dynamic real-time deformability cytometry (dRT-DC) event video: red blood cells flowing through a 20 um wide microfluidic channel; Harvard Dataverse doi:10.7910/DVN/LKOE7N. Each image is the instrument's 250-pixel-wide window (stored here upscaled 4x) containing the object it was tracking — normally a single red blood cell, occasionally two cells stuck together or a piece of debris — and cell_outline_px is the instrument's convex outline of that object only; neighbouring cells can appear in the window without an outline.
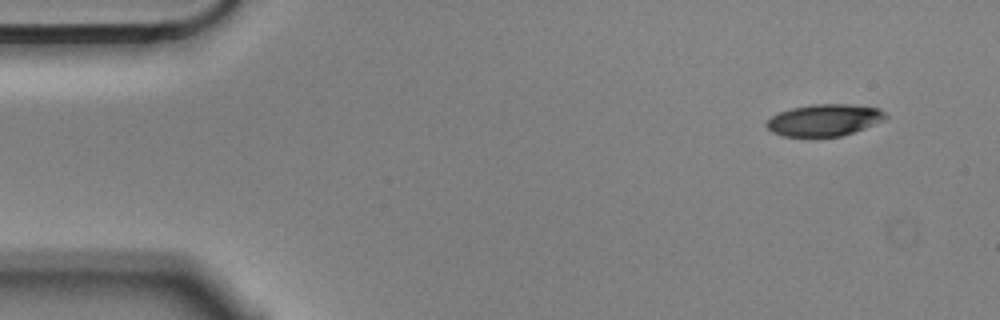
{"species": "Egyptian fruit bat (a non-hibernating species)", "species_latin": "Rousettus aegyptiacus", "temperature_condition": "cold", "stored_images_in_passage": 5, "camera_frame_rate_fps": 3000, "um_per_image_px": 0.085, "animal": {"sex": "male"}, "frame": {"image": 1, "passage_image": 1, "time_ms": 0.0, "image_size_px": [1000, 320], "cell_outline_px": [[888, 116], [884, 120], [864, 128], [840, 136], [784, 136], [772, 132], [764, 124], [772, 116], [780, 112], [792, 108], [812, 104], [852, 104], [880, 108]], "centroid_in_image_um": [70.08, 10.19], "position_along_channel_um": 14.9, "area_um2": 21.91}}
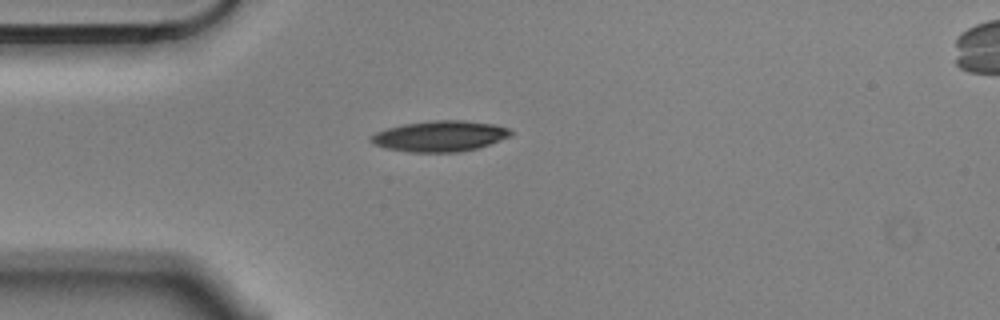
{"frame": {"image": 2, "passage_image": 4, "time_ms": 1.0, "image_size_px": [1000, 320], "cell_outline_px": [[512, 136], [476, 148], [456, 152], [408, 152], [384, 148], [372, 144], [368, 140], [368, 136], [376, 132], [388, 128], [404, 124], [432, 120], [464, 120], [496, 124], [508, 128], [512, 132]], "centroid_in_image_um": [37.35, 11.57], "position_along_channel_um": 47.7, "area_um2": 25.2}}